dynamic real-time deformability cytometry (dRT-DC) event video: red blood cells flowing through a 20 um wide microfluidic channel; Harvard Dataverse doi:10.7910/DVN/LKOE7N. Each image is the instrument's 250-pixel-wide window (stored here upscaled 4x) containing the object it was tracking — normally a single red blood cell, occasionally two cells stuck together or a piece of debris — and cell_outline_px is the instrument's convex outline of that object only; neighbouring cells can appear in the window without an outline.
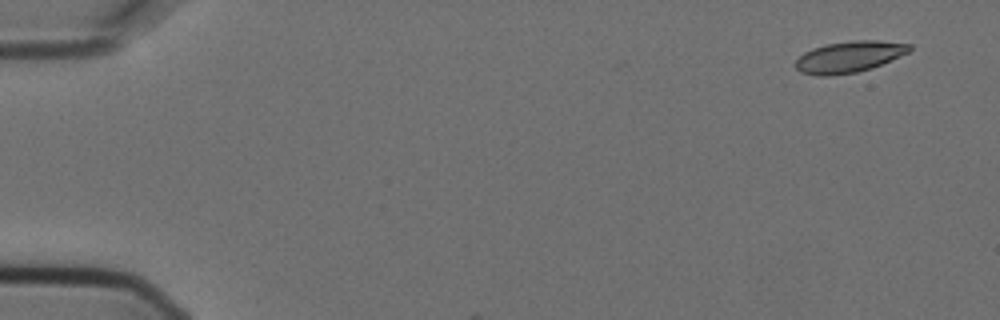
{"species": "Egyptian fruit bat (a non-hibernating species)", "species_latin": "Rousettus aegyptiacus", "temperature_condition": "cold", "stored_images_in_passage": 4, "camera_frame_rate_fps": 3000, "um_per_image_px": 0.085, "animal": {"sex": "female"}, "frame": {"image": 1, "passage_image": 1, "time_ms": 0.0, "image_size_px": [1000, 320], "cell_outline_px": [[912, 48], [908, 52], [872, 68], [856, 72], [828, 76], [816, 76], [800, 72], [792, 64], [804, 52], [812, 48], [828, 44], [852, 40], [876, 40], [912, 44]], "centroid_in_image_um": [72.14, 4.83], "position_along_channel_um": 12.9, "area_um2": 20.81}}